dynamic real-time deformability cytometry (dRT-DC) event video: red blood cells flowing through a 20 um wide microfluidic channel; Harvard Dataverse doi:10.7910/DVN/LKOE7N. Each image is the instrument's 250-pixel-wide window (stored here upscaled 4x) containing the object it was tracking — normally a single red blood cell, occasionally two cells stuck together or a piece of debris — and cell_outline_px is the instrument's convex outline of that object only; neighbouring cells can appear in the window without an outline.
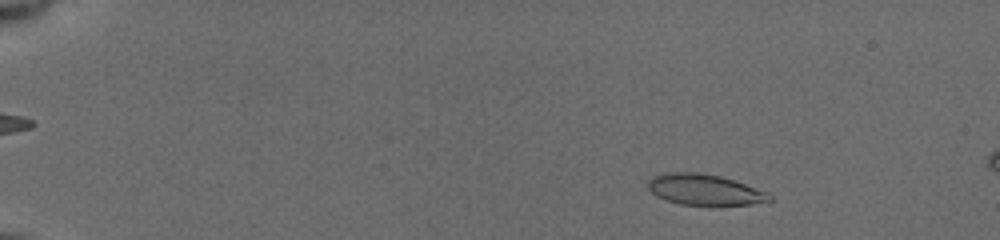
{"species": "common noctule bat (a hibernating species)", "species_latin": "Nyctalus noctula", "temperature_condition": "cold", "stored_images_in_passage": 18, "camera_frame_rate_fps": 3000, "um_per_image_px": 0.085, "animal": {"sex": "female", "body_mass_g": 19.5, "forearm_length_mm": 54.1}, "frame": {"image": 1, "passage_image": 8, "time_ms": 2.333, "image_size_px": [1000, 240], "cell_outline_px": [[772, 200], [752, 204], [680, 204], [656, 196], [648, 188], [648, 180], [652, 176], [664, 172], [696, 172], [720, 176], [768, 192], [772, 196]], "centroid_in_image_um": [59.85, 16.1], "position_along_channel_um": 25.1, "area_um2": 21.5}}